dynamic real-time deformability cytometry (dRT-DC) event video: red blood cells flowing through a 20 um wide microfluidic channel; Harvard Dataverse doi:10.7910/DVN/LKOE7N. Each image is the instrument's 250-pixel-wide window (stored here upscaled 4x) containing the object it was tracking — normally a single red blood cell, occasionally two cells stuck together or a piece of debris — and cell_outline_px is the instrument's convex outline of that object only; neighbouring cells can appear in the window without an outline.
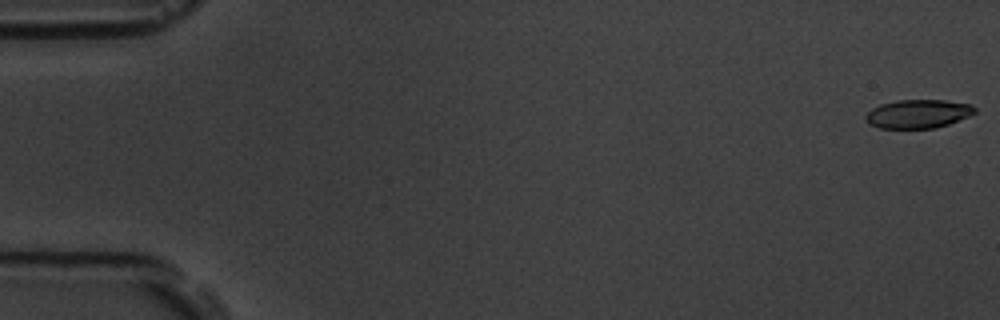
{"species": "common noctule bat (a hibernating species)", "species_latin": "Nyctalus noctula", "temperature_condition": "room temperature", "stored_images_in_passage": 54, "camera_frame_rate_fps": 3000, "um_per_image_px": 0.085, "animal": {"sex": "male", "body_mass_g": 19.5, "forearm_length_mm": 54.6}, "frame": {"image": 1, "passage_image": 1, "time_ms": 0.0, "image_size_px": [1000, 320], "cell_outline_px": [[976, 112], [968, 116], [948, 124], [936, 128], [880, 128], [872, 124], [864, 116], [872, 108], [880, 104], [896, 100], [944, 100], [972, 104], [976, 108]], "centroid_in_image_um": [78.06, 9.66], "position_along_channel_um": 6.9, "area_um2": 18.09}}
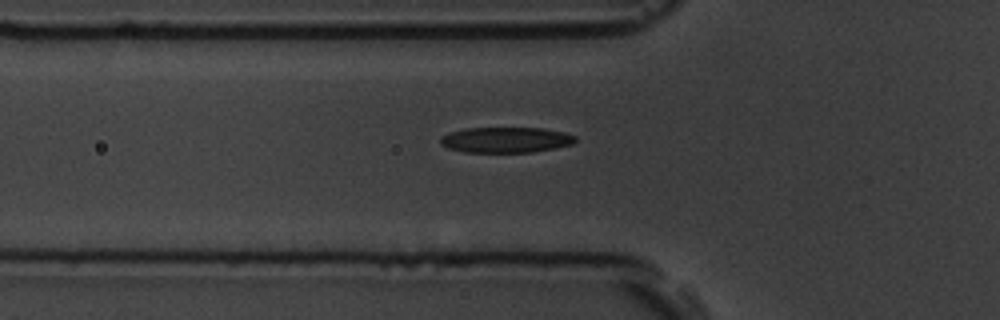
{"frame": {"image": 2, "passage_image": 19, "time_ms": 6.0, "image_size_px": [1000, 320], "cell_outline_px": [[576, 140], [572, 144], [532, 152], [464, 152], [448, 148], [440, 144], [440, 136], [448, 132], [464, 128], [544, 128], [564, 132], [576, 136]], "centroid_in_image_um": [42.95, 11.88], "position_along_channel_um": 82.8, "area_um2": 20.17}}
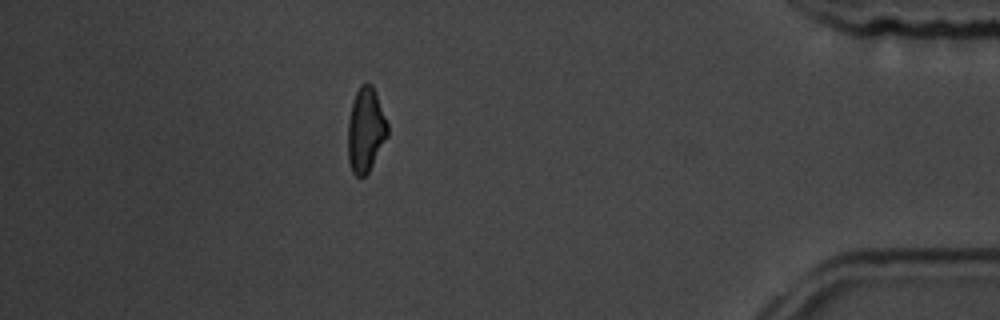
{"frame": {"image": 3, "passage_image": 48, "time_ms": 15.667, "image_size_px": [1000, 320], "cell_outline_px": [[388, 136], [368, 172], [360, 180], [352, 172], [348, 160], [348, 120], [352, 100], [360, 84], [372, 84], [388, 124]], "centroid_in_image_um": [31.07, 11.07], "position_along_channel_um": 404.1, "area_um2": 19.59}, "authors_computed_cell_mechanics": {"area_um2": 19.7098, "velocity_mm_per_s": 3.8001, "shape_relaxation_time_tau1_ms": 2.7658, "shape_relaxation_time_tau2_ms": 2.8631, "deformation_change_tau1": 0.1345, "deformation_change_tau2": 0.1205}}